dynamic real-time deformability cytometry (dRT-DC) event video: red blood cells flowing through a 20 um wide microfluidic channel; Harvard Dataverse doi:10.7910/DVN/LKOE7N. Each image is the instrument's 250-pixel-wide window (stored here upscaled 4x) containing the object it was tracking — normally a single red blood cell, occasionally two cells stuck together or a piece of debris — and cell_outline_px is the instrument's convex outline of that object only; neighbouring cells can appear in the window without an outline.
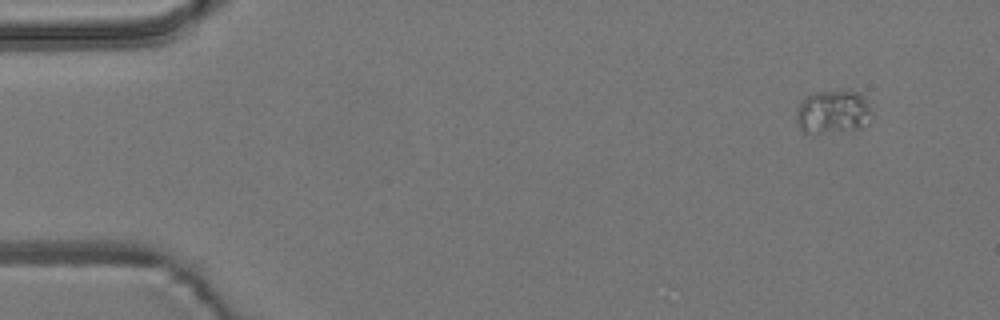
{"species": "common noctule bat (a hibernating species)", "species_latin": "Nyctalus noctula", "temperature_condition": "room temperature", "stored_images_in_passage": 10, "camera_frame_rate_fps": 3000, "um_per_image_px": 0.085, "animal": {"sex": "male", "body_mass_g": 19.2, "forearm_length_mm": 51.8}, "frame": {"image": 1, "passage_image": 1, "time_ms": 0.0, "image_size_px": [1000, 320], "cell_outline_px": [[872, 116], [860, 128], [840, 132], [804, 132], [800, 128], [796, 120], [796, 108], [800, 100], [804, 96], [812, 92], [840, 88], [848, 88], [856, 92], [868, 104], [872, 112]], "centroid_in_image_um": [70.75, 9.45], "position_along_channel_um": 14.2, "area_um2": 19.65}}
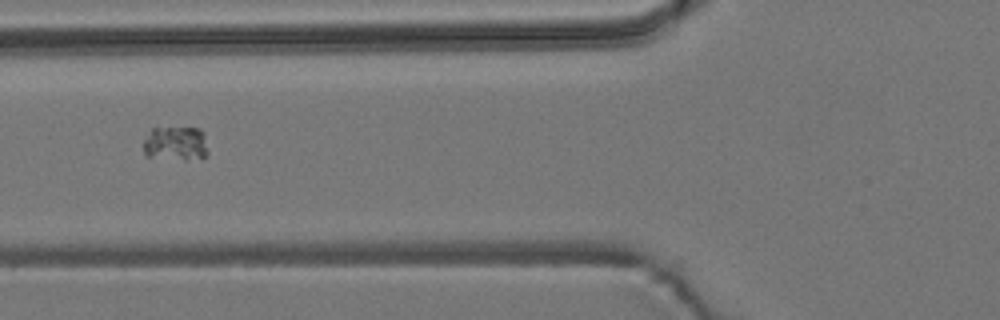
{"frame": {"image": 2, "passage_image": 6, "time_ms": 1.667, "image_size_px": [1000, 320], "cell_outline_px": [[208, 152], [204, 156], [184, 160], [144, 156], [144, 140], [152, 128], [200, 128], [204, 132]], "centroid_in_image_um": [14.93, 12.2], "position_along_channel_um": 110.9, "area_um2": 12.95}}
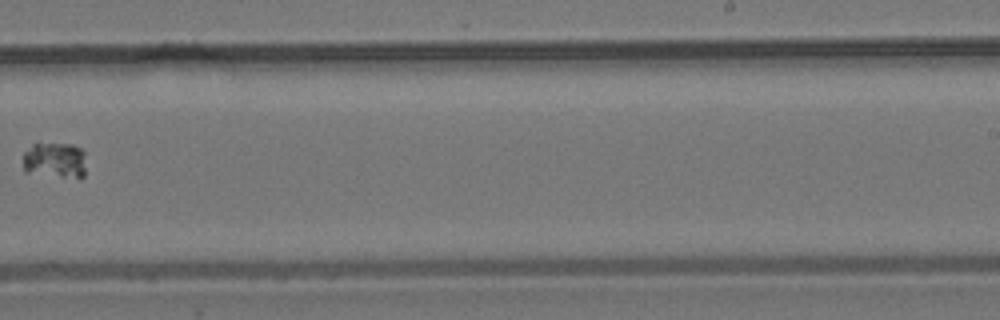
{"frame": {"image": 3, "passage_image": 10, "time_ms": 3.0, "image_size_px": [1000, 320], "cell_outline_px": [[84, 176], [64, 176], [24, 172], [24, 152], [36, 140], [72, 144], [80, 148], [84, 152]], "centroid_in_image_um": [4.62, 13.53], "position_along_channel_um": 284.4, "area_um2": 13.35}}